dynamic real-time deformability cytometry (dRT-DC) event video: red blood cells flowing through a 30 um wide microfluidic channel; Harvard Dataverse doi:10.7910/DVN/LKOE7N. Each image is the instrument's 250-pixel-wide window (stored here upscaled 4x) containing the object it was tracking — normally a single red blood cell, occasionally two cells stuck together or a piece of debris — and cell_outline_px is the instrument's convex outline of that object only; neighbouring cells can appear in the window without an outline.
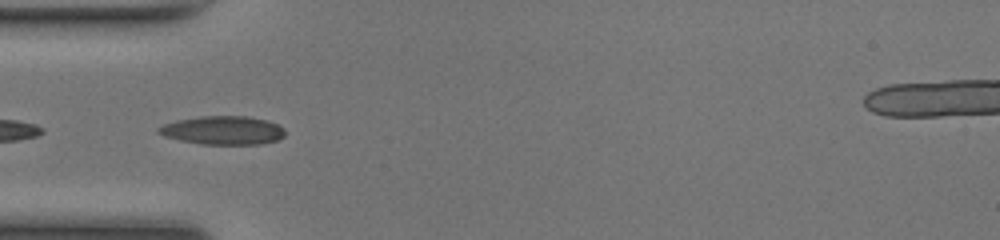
{"species": "common noctule bat (a hibernating species)", "species_latin": "Nyctalus noctula", "temperature_condition": "room temperature", "stored_images_in_passage": 19, "camera_frame_rate_fps": 3000, "um_per_image_px": 0.085, "animal": {"sex": "female", "body_mass_g": 17.0, "forearm_length_mm": 48.0}, "frame": {"image": 1, "passage_image": 15, "time_ms": 4.667, "image_size_px": [1000, 240], "cell_outline_px": [[284, 132], [276, 140], [252, 144], [208, 144], [184, 140], [168, 136], [160, 132], [160, 128], [168, 124], [184, 120], [212, 116], [240, 116], [264, 120], [276, 124]], "centroid_in_image_um": [19.02, 11.08], "position_along_channel_um": 66.0, "area_um2": 19.42}}